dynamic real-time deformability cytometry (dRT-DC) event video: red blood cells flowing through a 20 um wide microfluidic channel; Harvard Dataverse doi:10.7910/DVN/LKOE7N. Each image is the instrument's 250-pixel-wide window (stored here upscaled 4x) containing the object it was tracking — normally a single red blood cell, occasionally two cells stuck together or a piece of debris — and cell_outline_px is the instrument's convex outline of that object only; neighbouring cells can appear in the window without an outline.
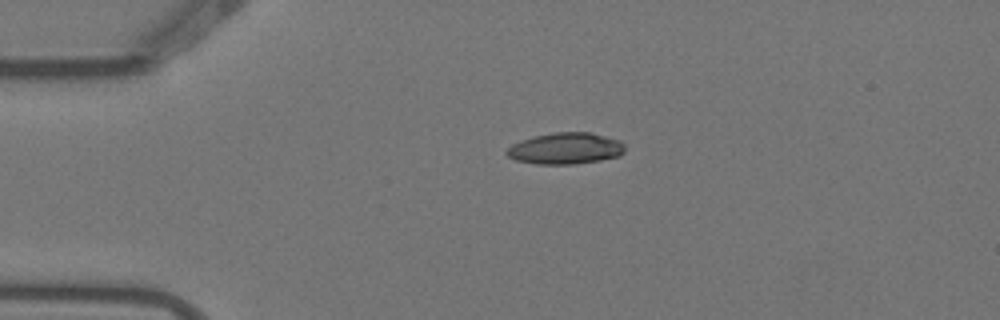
{"species": "Egyptian fruit bat (a non-hibernating species)", "species_latin": "Rousettus aegyptiacus", "temperature_condition": "warm", "stored_images_in_passage": 2, "camera_frame_rate_fps": 3000, "um_per_image_px": 0.085, "animal": {"sex": "female"}, "frame": {"image": 1, "passage_image": 1, "time_ms": 0.0, "image_size_px": [1000, 320], "cell_outline_px": [[624, 152], [620, 156], [600, 160], [576, 164], [536, 164], [516, 160], [508, 156], [504, 152], [512, 144], [520, 140], [532, 136], [552, 132], [592, 132], [620, 140], [624, 144]], "centroid_in_image_um": [48.07, 12.61], "position_along_channel_um": 36.9, "area_um2": 21.91}}